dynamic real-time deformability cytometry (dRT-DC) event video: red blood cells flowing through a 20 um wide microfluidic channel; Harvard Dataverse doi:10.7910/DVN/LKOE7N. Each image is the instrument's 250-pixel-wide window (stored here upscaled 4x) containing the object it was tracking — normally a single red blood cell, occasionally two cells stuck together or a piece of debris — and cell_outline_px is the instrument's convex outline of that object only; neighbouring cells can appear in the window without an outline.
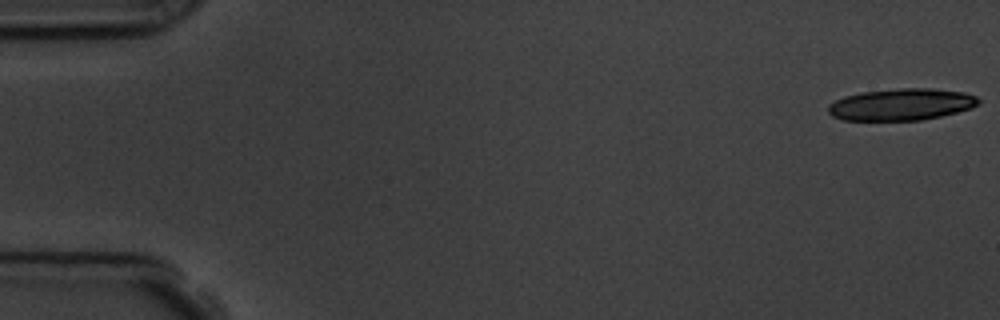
{"species": "common noctule bat (a hibernating species)", "species_latin": "Nyctalus noctula", "temperature_condition": "room temperature", "stored_images_in_passage": 8, "camera_frame_rate_fps": 3000, "um_per_image_px": 0.085, "animal": {"sex": "male", "body_mass_g": 19.5, "forearm_length_mm": 54.6}, "frame": {"image": 1, "passage_image": 1, "time_ms": 0.0, "image_size_px": [1000, 320], "cell_outline_px": [[980, 104], [972, 108], [940, 116], [920, 120], [844, 120], [832, 116], [828, 112], [828, 104], [844, 96], [860, 92], [900, 88], [932, 88], [964, 92], [976, 96], [980, 100]], "centroid_in_image_um": [76.62, 8.87], "position_along_channel_um": 8.4, "area_um2": 27.92}}
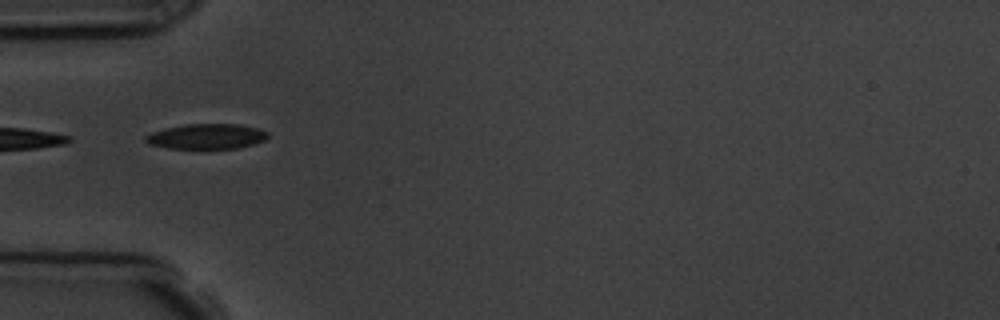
{"frame": {"image": 2, "passage_image": 6, "time_ms": 5.667, "image_size_px": [1000, 320], "cell_outline_px": [[268, 136], [264, 140], [256, 144], [240, 148], [168, 148], [148, 144], [144, 140], [144, 136], [152, 132], [184, 124], [240, 124], [256, 128], [268, 132]], "centroid_in_image_um": [17.57, 11.6], "position_along_channel_um": 67.4, "area_um2": 17.92}}